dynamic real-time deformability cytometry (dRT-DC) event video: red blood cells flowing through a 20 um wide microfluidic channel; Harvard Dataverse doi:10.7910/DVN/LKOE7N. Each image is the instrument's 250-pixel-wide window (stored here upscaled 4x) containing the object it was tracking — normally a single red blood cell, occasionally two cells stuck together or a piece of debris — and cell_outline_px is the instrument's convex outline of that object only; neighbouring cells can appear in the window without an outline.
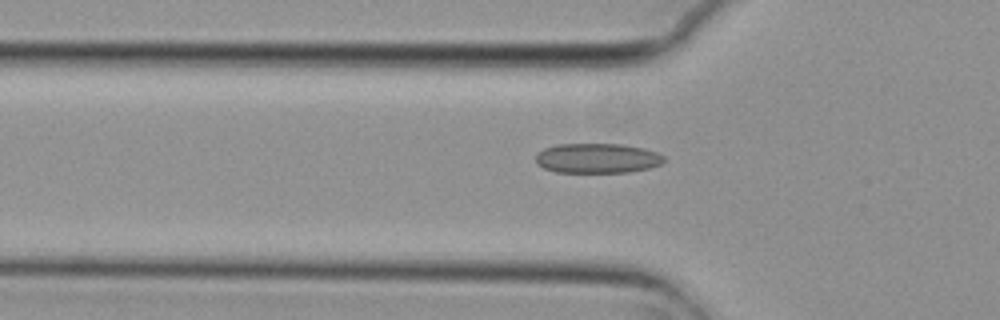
{"species": "common noctule bat (a hibernating species)", "species_latin": "Nyctalus noctula", "temperature_condition": "cold", "stored_images_in_passage": 7, "segment_of_instrument_passage": [2, 2], "camera_frame_rate_fps": 3000, "um_per_image_px": 0.085, "animal": {"sex": "female", "body_mass_g": 29.2, "forearm_length_mm": 56.3}, "frame": {"image": 1, "passage_image": 7, "time_ms": 2.0, "image_size_px": [1000, 320], "cell_outline_px": [[664, 164], [648, 168], [628, 172], [556, 172], [544, 168], [536, 164], [536, 152], [544, 148], [556, 144], [624, 144], [644, 148], [656, 152], [664, 156]], "centroid_in_image_um": [50.76, 13.44], "position_along_channel_um": 75.0, "area_um2": 22.48}}